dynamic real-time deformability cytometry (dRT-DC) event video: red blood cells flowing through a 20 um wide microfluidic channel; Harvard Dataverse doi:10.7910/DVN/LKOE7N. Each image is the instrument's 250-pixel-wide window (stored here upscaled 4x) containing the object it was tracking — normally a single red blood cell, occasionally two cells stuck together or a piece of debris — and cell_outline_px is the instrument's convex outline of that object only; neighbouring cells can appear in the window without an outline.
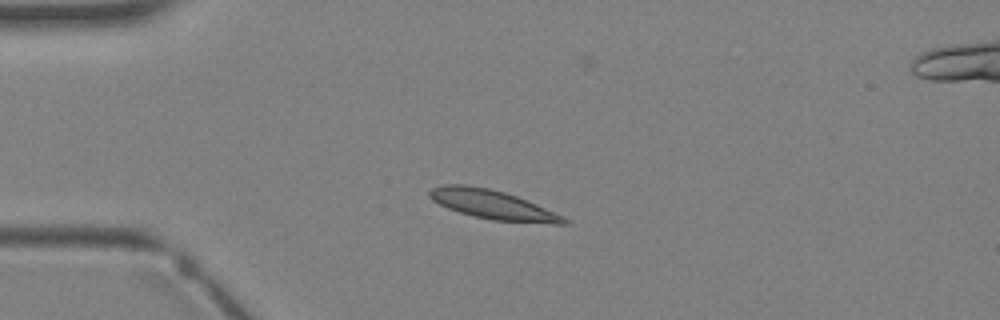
{"species": "Egyptian fruit bat (a non-hibernating species)", "species_latin": "Rousettus aegyptiacus", "temperature_condition": "warm", "stored_images_in_passage": 3, "camera_frame_rate_fps": 3000, "um_per_image_px": 0.085, "animal": {"sex": "female"}, "frame": {"image": 1, "passage_image": 2, "time_ms": 2.333, "image_size_px": [1000, 320], "cell_outline_px": [[568, 224], [556, 224], [492, 220], [460, 212], [448, 208], [432, 200], [428, 196], [428, 192], [432, 188], [444, 184], [464, 184], [488, 188], [504, 192], [516, 196], [536, 204], [568, 220]], "centroid_in_image_um": [41.81, 17.38], "position_along_channel_um": 43.2, "area_um2": 22.37}}